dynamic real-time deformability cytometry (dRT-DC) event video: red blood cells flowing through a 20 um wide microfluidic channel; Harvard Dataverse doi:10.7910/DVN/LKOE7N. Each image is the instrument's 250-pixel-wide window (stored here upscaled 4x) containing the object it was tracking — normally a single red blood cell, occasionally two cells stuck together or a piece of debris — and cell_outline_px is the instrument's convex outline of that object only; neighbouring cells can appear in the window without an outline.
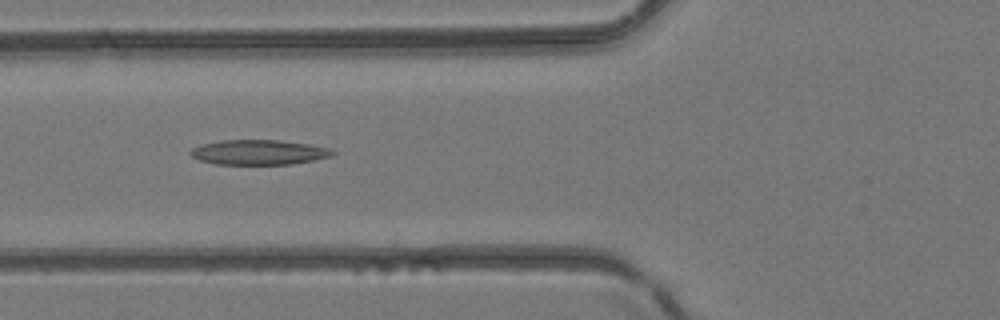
{"species": "common noctule bat (a hibernating species)", "species_latin": "Nyctalus noctula", "temperature_condition": "room temperature", "stored_images_in_passage": 5, "camera_frame_rate_fps": 3000, "um_per_image_px": 0.085, "animal": {"sex": "female", "body_mass_g": 24.6, "forearm_length_mm": 56.2}, "frame": {"image": 1, "passage_image": 5, "time_ms": 1.333, "image_size_px": [1000, 320], "cell_outline_px": [[336, 152], [332, 156], [292, 164], [216, 164], [200, 160], [192, 156], [188, 152], [192, 148], [200, 144], [224, 140], [280, 140], [308, 144], [332, 148]], "centroid_in_image_um": [22.01, 12.94], "position_along_channel_um": 103.8, "area_um2": 20.63}}